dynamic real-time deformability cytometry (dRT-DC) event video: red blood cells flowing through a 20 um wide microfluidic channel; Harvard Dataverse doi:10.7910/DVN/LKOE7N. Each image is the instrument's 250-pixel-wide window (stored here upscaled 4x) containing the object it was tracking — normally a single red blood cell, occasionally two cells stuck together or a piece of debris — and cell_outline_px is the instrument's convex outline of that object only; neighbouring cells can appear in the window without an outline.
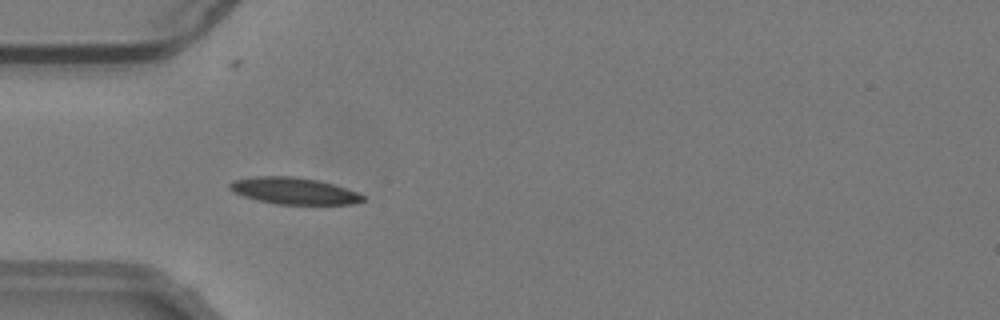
{"species": "common noctule bat (a hibernating species)", "species_latin": "Nyctalus noctula", "temperature_condition": "warm", "stored_images_in_passage": 42, "camera_frame_rate_fps": 3000, "um_per_image_px": 0.085, "animal": {"sex": "male", "body_mass_g": 19.2, "forearm_length_mm": 51.8}, "frame": {"image": 1, "passage_image": 4, "time_ms": 1.0, "image_size_px": [1000, 320], "cell_outline_px": [[364, 200], [352, 204], [276, 204], [256, 200], [232, 192], [228, 188], [228, 184], [232, 180], [252, 176], [296, 176], [316, 180], [332, 184], [356, 192], [364, 196]], "centroid_in_image_um": [24.89, 16.22], "position_along_channel_um": 60.1, "area_um2": 20.69}}
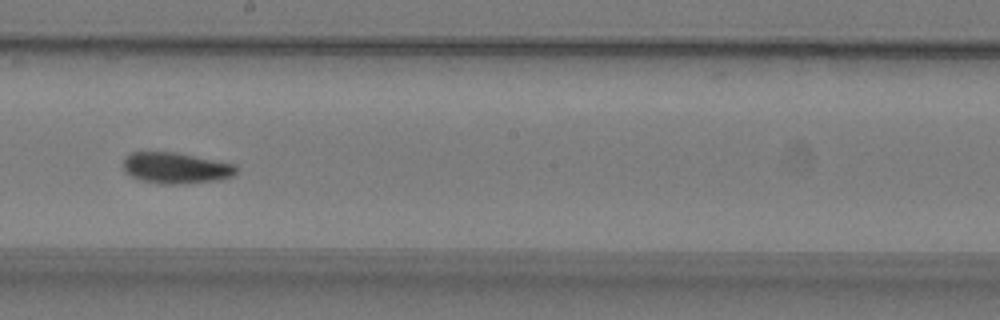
{"frame": {"image": 2, "passage_image": 18, "time_ms": 5.667, "image_size_px": [1000, 320], "cell_outline_px": [[236, 172], [232, 176], [220, 180], [176, 184], [160, 184], [140, 180], [124, 172], [124, 156], [132, 152], [176, 152], [236, 164]], "centroid_in_image_um": [14.93, 14.27], "position_along_channel_um": 233.3, "area_um2": 20.52}}
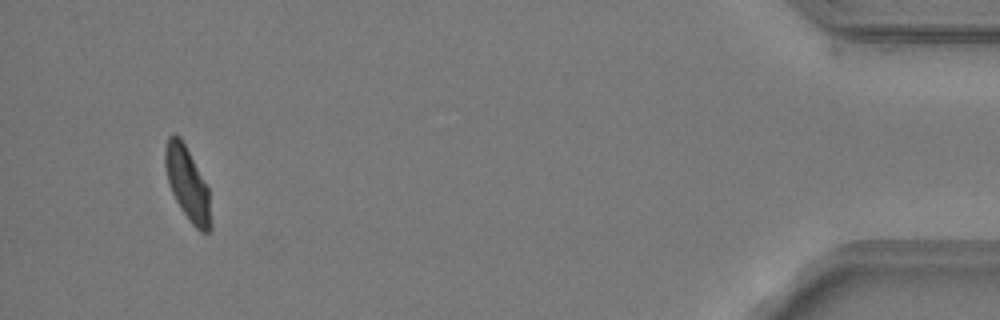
{"frame": {"image": 3, "passage_image": 39, "time_ms": 12.667, "image_size_px": [1000, 320], "cell_outline_px": [[212, 228], [208, 232], [200, 232], [188, 220], [180, 208], [172, 192], [168, 180], [164, 164], [164, 148], [168, 136], [180, 136], [208, 188], [212, 224]], "centroid_in_image_um": [15.93, 15.66], "position_along_channel_um": 419.3, "area_um2": 19.31}, "authors_computed_cell_mechanics": {"area_um2": 20.2011, "velocity_mm_per_s": 3.7701, "shape_relaxation_time_tau1_ms": 4.5543, "shape_relaxation_time_tau2_ms": 2.3323, "deformation_change_tau1": 0.1595, "deformation_change_tau2": 0.0706}}